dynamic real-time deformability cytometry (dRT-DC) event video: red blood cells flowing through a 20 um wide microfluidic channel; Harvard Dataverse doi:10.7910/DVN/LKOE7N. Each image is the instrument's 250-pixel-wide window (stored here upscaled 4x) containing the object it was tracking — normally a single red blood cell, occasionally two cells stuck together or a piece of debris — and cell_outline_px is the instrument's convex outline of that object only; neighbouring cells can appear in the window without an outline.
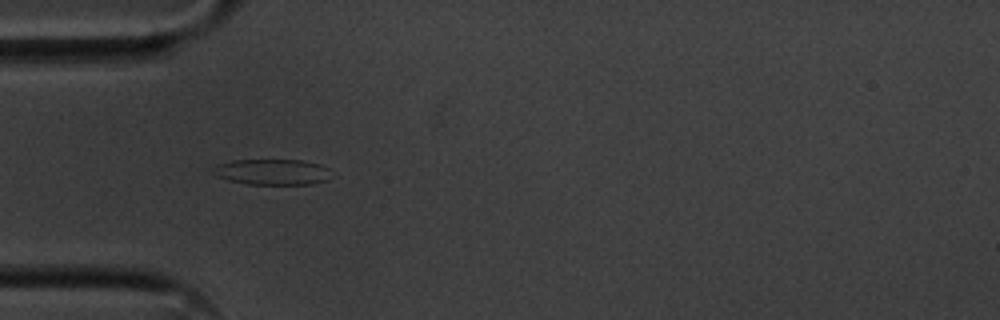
{"species": "common noctule bat (a hibernating species)", "species_latin": "Nyctalus noctula", "temperature_condition": "cold", "stored_images_in_passage": 22, "camera_frame_rate_fps": 3000, "um_per_image_px": 0.085, "animal": {"sex": "male", "body_mass_g": 20.1, "forearm_length_mm": 53.5}, "frame": {"image": 1, "passage_image": 2, "time_ms": 0.333, "image_size_px": [1000, 320], "cell_outline_px": [[328, 180], [312, 184], [248, 184], [228, 180], [216, 176], [208, 168], [216, 164], [232, 160], [300, 160], [320, 164], [328, 168]], "centroid_in_image_um": [23.06, 14.61], "position_along_channel_um": 61.9, "area_um2": 17.86}}
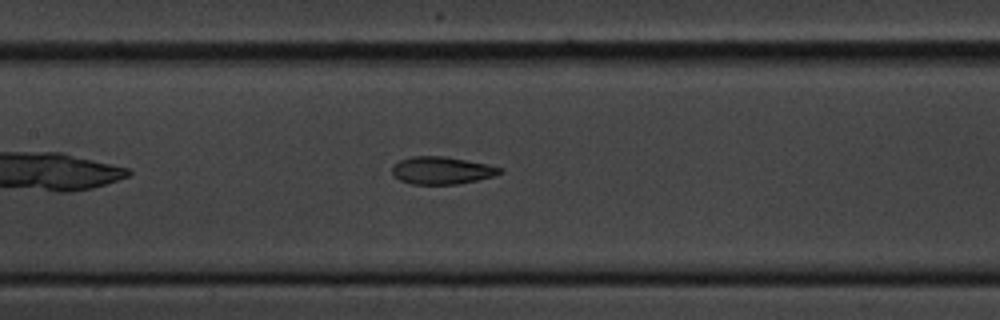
{"frame": {"image": 2, "passage_image": 11, "time_ms": 3.333, "image_size_px": [1000, 320], "cell_outline_px": [[504, 172], [492, 176], [476, 180], [456, 184], [412, 184], [400, 180], [392, 176], [392, 168], [400, 160], [412, 156], [444, 156], [488, 164], [504, 168]], "centroid_in_image_um": [37.56, 14.48], "position_along_channel_um": 169.8, "area_um2": 17.22}}
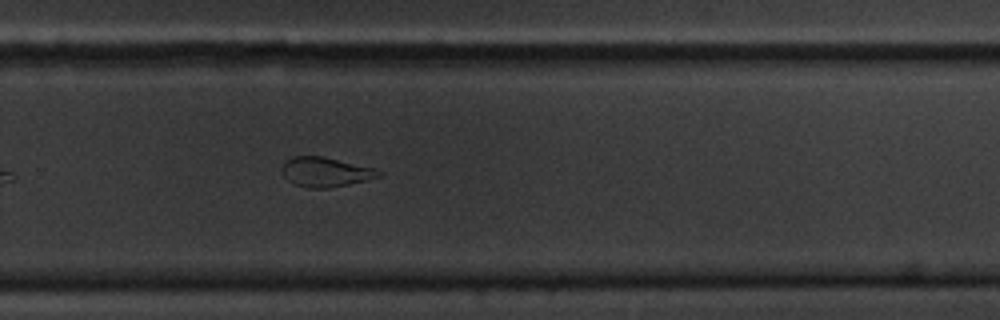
{"frame": {"image": 3, "passage_image": 22, "time_ms": 7.0, "image_size_px": [1000, 320], "cell_outline_px": [[384, 176], [368, 180], [328, 188], [308, 188], [292, 184], [284, 176], [280, 168], [292, 156], [324, 156], [372, 168], [384, 172]], "centroid_in_image_um": [27.68, 14.63], "position_along_channel_um": 302.1, "area_um2": 16.76}}